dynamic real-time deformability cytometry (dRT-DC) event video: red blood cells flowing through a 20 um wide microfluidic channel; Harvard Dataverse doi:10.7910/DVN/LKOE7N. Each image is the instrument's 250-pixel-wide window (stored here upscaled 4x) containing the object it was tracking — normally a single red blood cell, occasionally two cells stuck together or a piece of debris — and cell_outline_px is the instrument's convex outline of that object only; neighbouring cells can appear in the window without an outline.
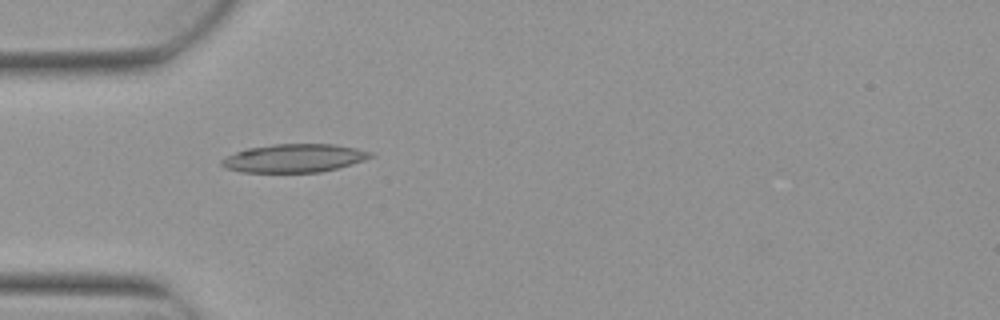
{"species": "Egyptian fruit bat (a non-hibernating species)", "species_latin": "Rousettus aegyptiacus", "temperature_condition": "warm", "stored_images_in_passage": 3, "camera_frame_rate_fps": 3000, "um_per_image_px": 0.085, "animal": {"sex": "female"}, "frame": {"image": 1, "passage_image": 2, "time_ms": 0.333, "image_size_px": [1000, 320], "cell_outline_px": [[376, 156], [364, 160], [336, 168], [320, 172], [240, 172], [224, 168], [220, 164], [220, 160], [236, 152], [248, 148], [272, 144], [336, 144], [356, 148], [372, 152]], "centroid_in_image_um": [25.0, 13.44], "position_along_channel_um": 60.0, "area_um2": 24.57}}
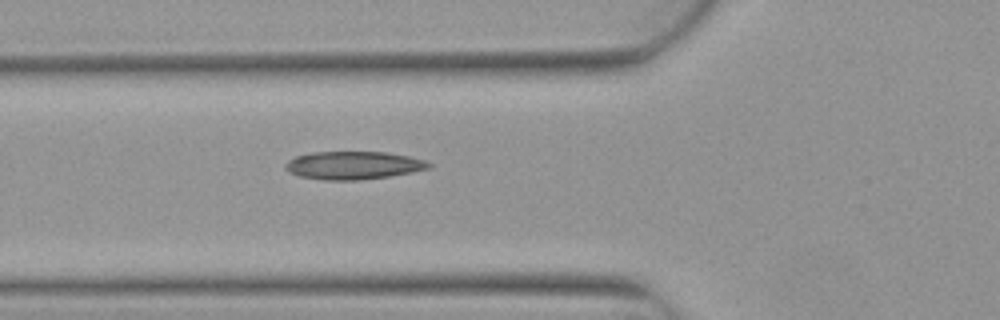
{"frame": {"image": 2, "passage_image": 3, "time_ms": 0.667, "image_size_px": [1000, 320], "cell_outline_px": [[432, 168], [412, 172], [388, 176], [356, 180], [324, 180], [300, 176], [288, 172], [284, 168], [284, 164], [288, 160], [296, 156], [312, 152], [388, 152], [408, 156], [424, 160], [432, 164]], "centroid_in_image_um": [30.02, 14.05], "position_along_channel_um": 95.8, "area_um2": 23.41}}